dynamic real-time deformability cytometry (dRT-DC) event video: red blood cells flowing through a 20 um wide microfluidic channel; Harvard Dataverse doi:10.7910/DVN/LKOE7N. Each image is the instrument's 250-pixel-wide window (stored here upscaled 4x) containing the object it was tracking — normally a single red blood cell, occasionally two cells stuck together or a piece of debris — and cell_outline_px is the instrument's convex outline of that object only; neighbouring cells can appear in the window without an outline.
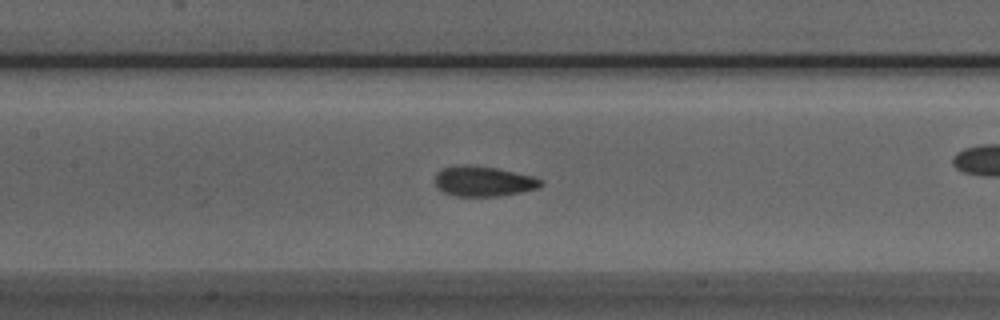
{"species": "Egyptian fruit bat (a non-hibernating species)", "species_latin": "Rousettus aegyptiacus", "temperature_condition": "room temperature", "stored_images_in_passage": 45, "camera_frame_rate_fps": 3000, "um_per_image_px": 0.085, "animal": {"sex": "male"}, "frame": {"image": 1, "passage_image": 16, "time_ms": 5.0, "image_size_px": [1000, 320], "cell_outline_px": [[544, 184], [540, 188], [500, 196], [456, 196], [444, 192], [436, 188], [436, 172], [444, 168], [464, 164], [496, 168], [532, 176], [544, 180]], "centroid_in_image_um": [41.12, 15.41], "position_along_channel_um": 166.3, "area_um2": 18.61}}
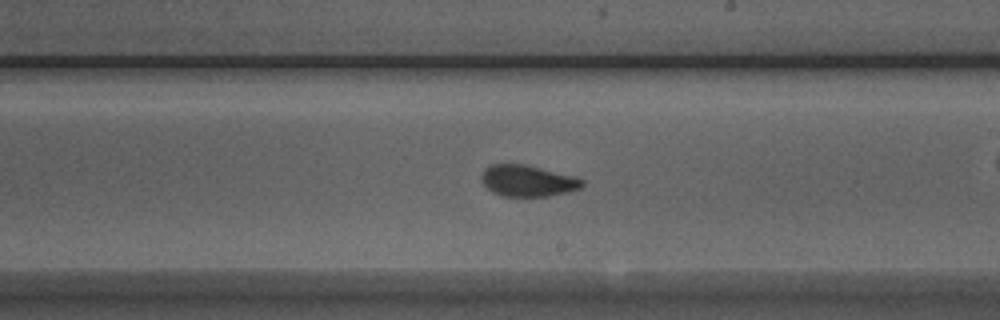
{"frame": {"image": 2, "passage_image": 22, "time_ms": 7.0, "image_size_px": [1000, 320], "cell_outline_px": [[584, 184], [580, 188], [568, 192], [548, 196], [504, 196], [492, 192], [484, 184], [480, 176], [484, 168], [492, 164], [524, 164], [576, 176], [584, 180]], "centroid_in_image_um": [44.86, 15.36], "position_along_channel_um": 244.1, "area_um2": 18.44}}
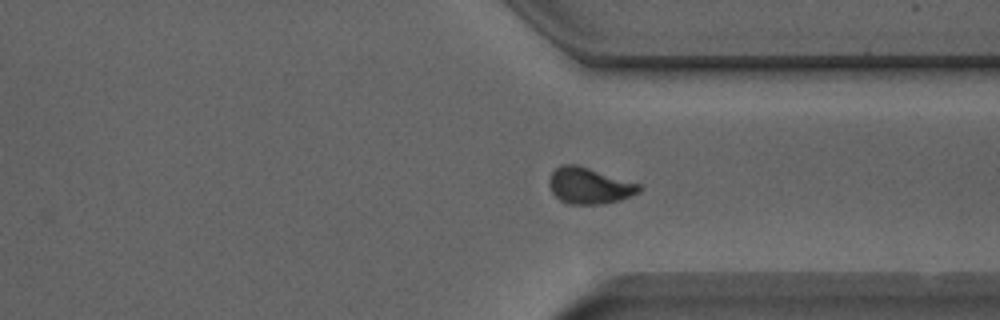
{"frame": {"image": 3, "passage_image": 31, "time_ms": 10.0, "image_size_px": [1000, 320], "cell_outline_px": [[644, 188], [640, 192], [620, 200], [600, 204], [568, 204], [560, 200], [552, 192], [548, 184], [548, 180], [552, 172], [560, 164], [576, 164], [640, 184]], "centroid_in_image_um": [50.08, 15.79], "position_along_channel_um": 361.3, "area_um2": 19.02}, "authors_computed_cell_mechanics": {"area_um2": 18.5538, "velocity_mm_per_s": 3.9057, "shape_relaxation_time_tau1_ms": 4.005, "shape_relaxation_time_tau2_ms": 1.0411, "deformation_change_tau1": 0.1263, "deformation_change_tau2": 0.0705}}